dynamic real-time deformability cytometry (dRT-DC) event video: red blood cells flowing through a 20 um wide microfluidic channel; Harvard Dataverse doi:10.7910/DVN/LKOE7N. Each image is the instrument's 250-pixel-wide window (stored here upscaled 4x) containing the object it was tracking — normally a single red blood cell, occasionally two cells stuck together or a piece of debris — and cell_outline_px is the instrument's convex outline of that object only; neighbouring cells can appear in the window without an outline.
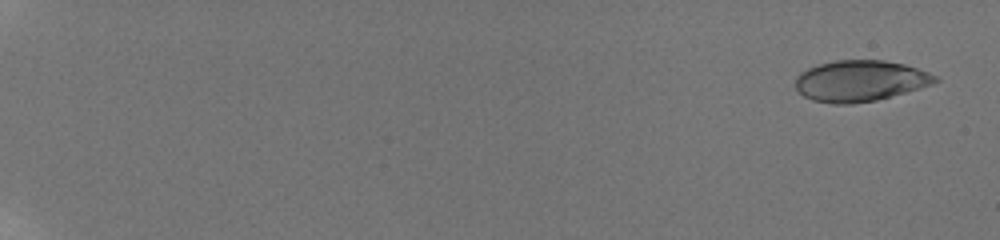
{"species": "human", "species_latin": "Homo sapiens", "temperature_condition": "room temperature", "stored_images_in_passage": 60, "camera_frame_rate_fps": 3000, "um_per_image_px": 0.085, "donor": {"sex": "male"}, "frame": {"image": 1, "passage_image": 3, "time_ms": 0.667, "image_size_px": [1000, 240], "cell_outline_px": [[940, 80], [932, 84], [920, 88], [876, 100], [848, 104], [832, 104], [812, 100], [804, 96], [796, 88], [796, 76], [800, 72], [808, 68], [820, 64], [836, 60], [884, 60], [904, 64], [928, 72], [936, 76]], "centroid_in_image_um": [73.1, 6.87], "position_along_channel_um": 11.9, "area_um2": 33.29}}
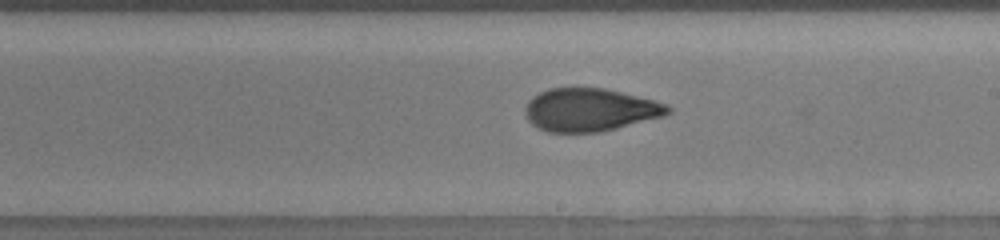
{"frame": {"image": 2, "passage_image": 53, "time_ms": 12.667, "image_size_px": [1000, 240], "cell_outline_px": [[672, 112], [664, 116], [600, 132], [548, 132], [536, 128], [528, 120], [524, 112], [524, 108], [528, 100], [532, 96], [548, 88], [604, 88], [668, 104], [672, 108]], "centroid_in_image_um": [50.12, 9.34], "position_along_channel_um": 238.9, "area_um2": 35.78}}
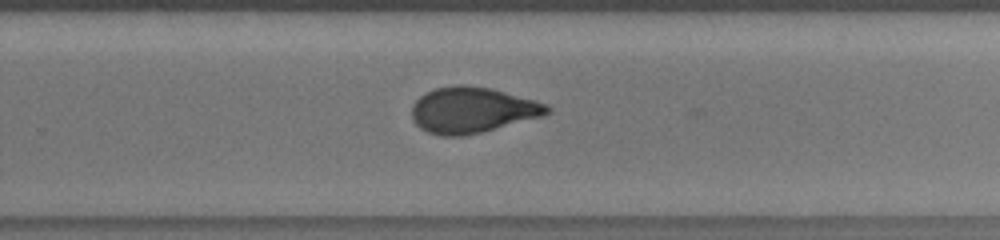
{"frame": {"image": 3, "passage_image": 59, "time_ms": 14.0, "image_size_px": [1000, 240], "cell_outline_px": [[552, 112], [544, 116], [464, 136], [444, 136], [428, 132], [420, 128], [412, 120], [412, 104], [424, 92], [436, 88], [456, 84], [464, 84], [492, 88], [536, 100], [548, 104], [552, 108]], "centroid_in_image_um": [40.16, 9.34], "position_along_channel_um": 289.6, "area_um2": 36.47}}